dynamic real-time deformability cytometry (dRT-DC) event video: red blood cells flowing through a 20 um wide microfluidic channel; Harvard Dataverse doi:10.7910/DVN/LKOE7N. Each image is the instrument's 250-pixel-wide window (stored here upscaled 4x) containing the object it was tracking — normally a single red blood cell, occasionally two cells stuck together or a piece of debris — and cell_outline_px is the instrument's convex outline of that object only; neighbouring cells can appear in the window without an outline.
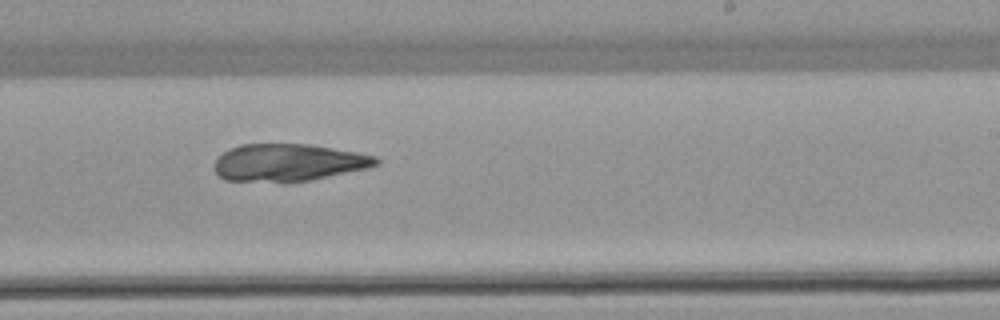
{"species": "common noctule bat (a hibernating species)", "species_latin": "Nyctalus noctula", "temperature_condition": "warm", "stored_images_in_passage": 7, "camera_frame_rate_fps": 3000, "um_per_image_px": 0.085, "animal": {"sex": "female", "body_mass_g": 22.7, "forearm_length_mm": 54.2}, "frame": {"image": 1, "passage_image": 7, "time_ms": 7.667, "image_size_px": [1000, 320], "cell_outline_px": [[380, 164], [368, 168], [312, 180], [292, 184], [284, 184], [224, 180], [216, 172], [212, 164], [224, 152], [240, 144], [312, 144], [356, 152], [376, 156], [380, 160]], "centroid_in_image_um": [24.52, 13.85], "position_along_channel_um": 264.5, "area_um2": 36.07}}